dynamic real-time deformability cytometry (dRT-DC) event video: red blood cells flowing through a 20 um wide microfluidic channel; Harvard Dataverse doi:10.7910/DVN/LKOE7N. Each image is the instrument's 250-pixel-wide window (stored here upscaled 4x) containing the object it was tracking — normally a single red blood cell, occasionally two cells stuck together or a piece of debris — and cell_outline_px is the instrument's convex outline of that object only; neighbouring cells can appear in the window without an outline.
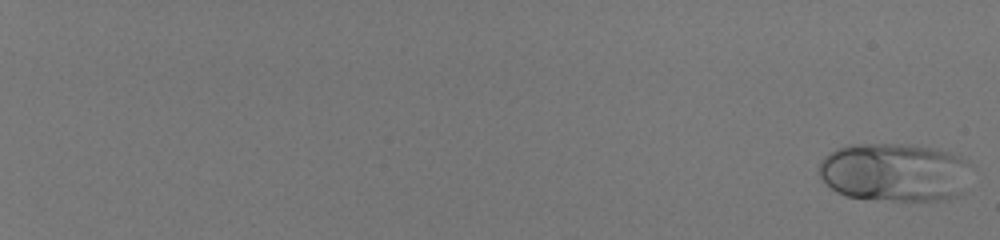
{"species": "human", "species_latin": "Homo sapiens", "temperature_condition": "room temperature", "stored_images_in_passage": 57, "camera_frame_rate_fps": 3000, "um_per_image_px": 0.085, "donor": {"sex": "male"}, "frame": {"image": 1, "passage_image": 1, "time_ms": 0.0, "image_size_px": [1000, 240], "cell_outline_px": [[968, 164], [960, 192], [956, 196], [940, 200], [896, 200], [848, 196], [836, 192], [820, 176], [820, 160], [828, 152], [836, 148], [852, 144], [908, 144], [932, 148], [948, 152], [968, 160]], "centroid_in_image_um": [75.97, 14.61], "position_along_channel_um": 9.0, "area_um2": 51.1}}
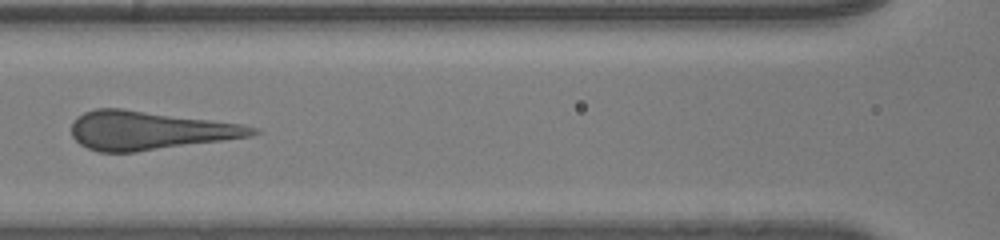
{"frame": {"image": 2, "passage_image": 33, "time_ms": 10.667, "image_size_px": [1000, 240], "cell_outline_px": [[260, 132], [252, 136], [136, 152], [100, 152], [88, 148], [80, 144], [72, 136], [72, 124], [76, 116], [84, 112], [96, 108], [124, 108], [244, 124], [256, 128]], "centroid_in_image_um": [12.68, 11.08], "position_along_channel_um": 153.9, "area_um2": 40.81}}
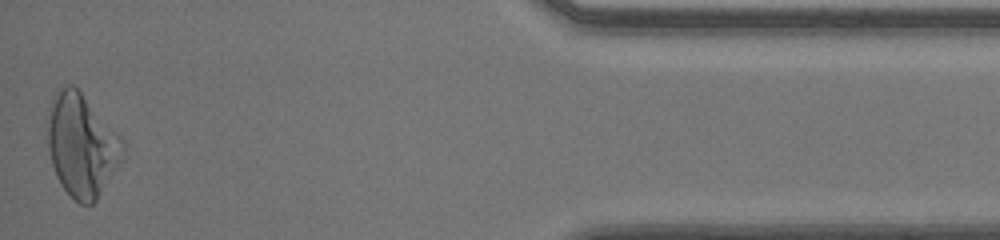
{"frame": {"image": 3, "passage_image": 57, "time_ms": 18.667, "image_size_px": [1000, 240], "cell_outline_px": [[124, 156], [96, 200], [92, 204], [80, 204], [60, 184], [56, 176], [52, 164], [48, 148], [48, 108], [56, 88], [68, 84], [72, 84], [80, 92], [124, 140]], "centroid_in_image_um": [6.93, 12.33], "position_along_channel_um": 428.3, "area_um2": 44.68}}